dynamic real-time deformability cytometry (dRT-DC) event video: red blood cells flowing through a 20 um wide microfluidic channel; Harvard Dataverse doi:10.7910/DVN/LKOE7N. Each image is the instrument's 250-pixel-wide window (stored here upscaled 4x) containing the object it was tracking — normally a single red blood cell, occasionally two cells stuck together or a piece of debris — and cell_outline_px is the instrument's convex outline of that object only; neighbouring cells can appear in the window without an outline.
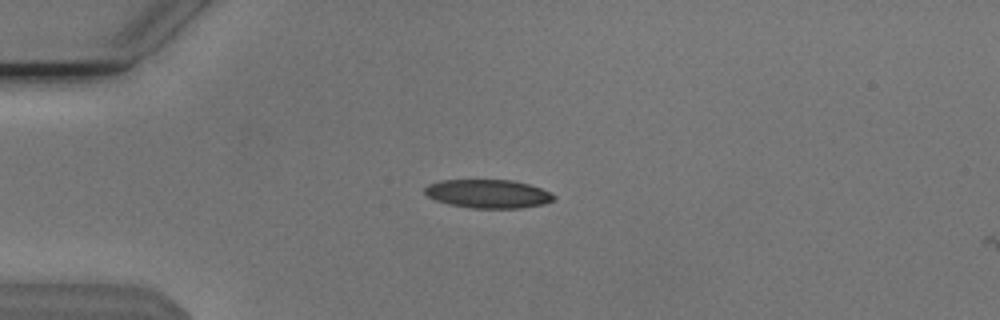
{"species": "Egyptian fruit bat (a non-hibernating species)", "species_latin": "Rousettus aegyptiacus", "temperature_condition": "cold", "stored_images_in_passage": 14, "camera_frame_rate_fps": 3000, "um_per_image_px": 0.085, "animal": {"sex": "male"}, "frame": {"image": 1, "passage_image": 13, "time_ms": 4.0, "image_size_px": [1000, 320], "cell_outline_px": [[556, 200], [544, 204], [520, 208], [472, 208], [452, 204], [436, 200], [428, 196], [424, 192], [424, 188], [428, 184], [440, 180], [512, 180], [528, 184], [540, 188], [556, 196]], "centroid_in_image_um": [41.5, 16.47], "position_along_channel_um": 43.5, "area_um2": 21.39}}